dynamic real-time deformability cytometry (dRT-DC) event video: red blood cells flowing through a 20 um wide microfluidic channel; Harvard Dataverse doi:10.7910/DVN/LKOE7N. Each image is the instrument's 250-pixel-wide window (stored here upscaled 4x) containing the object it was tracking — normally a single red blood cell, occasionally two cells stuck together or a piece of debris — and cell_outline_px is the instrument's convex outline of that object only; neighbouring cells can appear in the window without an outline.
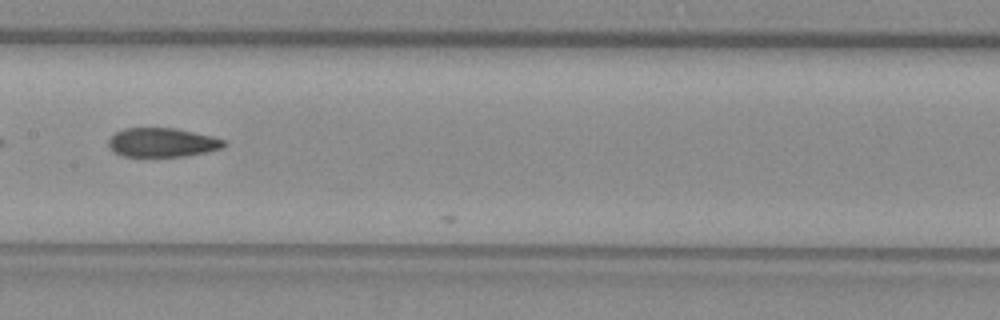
{"species": "common noctule bat (a hibernating species)", "species_latin": "Nyctalus noctula", "temperature_condition": "warm", "stored_images_in_passage": 26, "camera_frame_rate_fps": 3000, "um_per_image_px": 0.085, "animal": {"sex": "female", "body_mass_g": 29.2, "forearm_length_mm": 56.3}, "frame": {"image": 1, "passage_image": 25, "time_ms": 8.0, "image_size_px": [1000, 320], "cell_outline_px": [[228, 144], [224, 148], [184, 156], [124, 156], [112, 152], [108, 144], [108, 140], [116, 132], [124, 128], [176, 128], [212, 136], [228, 140]], "centroid_in_image_um": [13.82, 12.1], "position_along_channel_um": 193.6, "area_um2": 19.65}}